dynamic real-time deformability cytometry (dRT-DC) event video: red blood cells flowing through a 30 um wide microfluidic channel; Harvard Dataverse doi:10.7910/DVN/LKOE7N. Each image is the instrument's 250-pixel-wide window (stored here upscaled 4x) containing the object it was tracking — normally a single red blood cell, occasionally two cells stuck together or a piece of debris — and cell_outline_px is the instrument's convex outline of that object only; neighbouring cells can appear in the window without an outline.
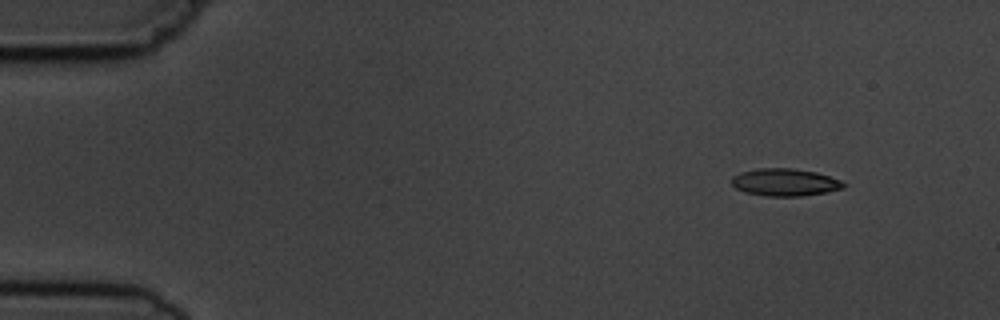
{"species": "common noctule bat (a hibernating species)", "species_latin": "Nyctalus noctula", "temperature_condition": "cold", "stored_images_in_passage": 4, "camera_frame_rate_fps": 3000, "um_per_image_px": 0.085, "animal": {"sex": "male", "body_mass_g": 19.5, "forearm_length_mm": 54.6}, "frame": {"image": 1, "passage_image": 1, "time_ms": 0.0, "image_size_px": [1000, 320], "cell_outline_px": [[848, 184], [844, 188], [828, 192], [800, 196], [764, 196], [744, 192], [736, 188], [732, 184], [732, 176], [740, 172], [760, 168], [792, 168], [816, 172], [840, 180]], "centroid_in_image_um": [66.73, 15.5], "position_along_channel_um": 18.3, "area_um2": 17.98}}